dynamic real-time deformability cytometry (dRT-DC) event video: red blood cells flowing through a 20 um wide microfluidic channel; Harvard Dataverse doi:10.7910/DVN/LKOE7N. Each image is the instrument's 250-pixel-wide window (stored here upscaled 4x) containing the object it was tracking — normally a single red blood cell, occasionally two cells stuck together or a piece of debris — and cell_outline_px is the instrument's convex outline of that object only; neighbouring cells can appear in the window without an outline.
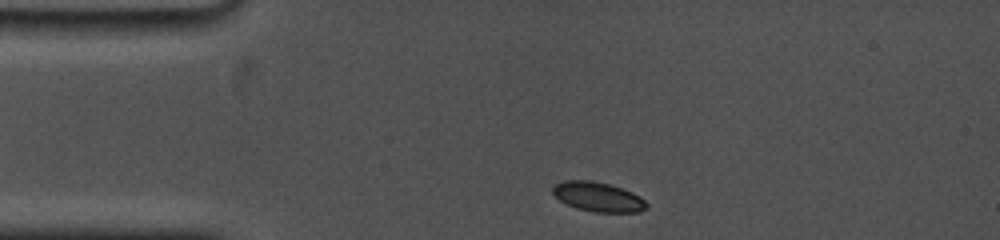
{"species": "common noctule bat (a hibernating species)", "species_latin": "Nyctalus noctula", "temperature_condition": "cold", "stored_images_in_passage": 22, "camera_frame_rate_fps": 5000, "um_per_image_px": 0.085, "animal": {"sex": "female", "body_mass_g": 19.0, "forearm_length_mm": 53.3}, "frame": {"image": 1, "passage_image": 1, "time_ms": 0.0, "image_size_px": [1000, 240], "cell_outline_px": [[648, 208], [640, 212], [596, 212], [576, 208], [560, 200], [552, 192], [552, 188], [556, 184], [564, 180], [592, 180], [612, 184], [632, 192], [640, 196], [648, 204]], "centroid_in_image_um": [50.87, 16.72], "position_along_channel_um": 34.1, "area_um2": 16.24}}
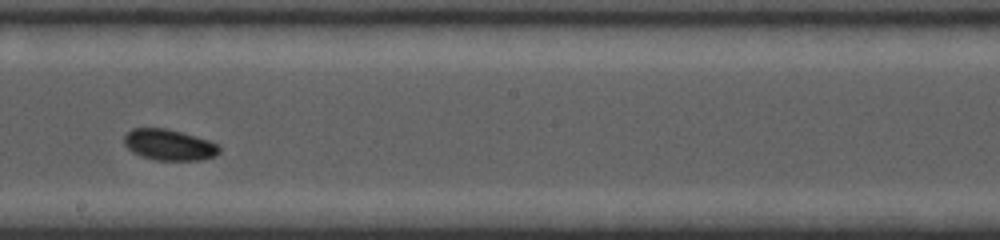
{"frame": {"image": 2, "passage_image": 12, "time_ms": 6.4, "image_size_px": [1000, 240], "cell_outline_px": [[220, 152], [216, 156], [200, 160], [156, 160], [140, 156], [132, 152], [124, 144], [124, 136], [132, 128], [168, 128], [208, 140], [216, 144], [220, 148]], "centroid_in_image_um": [14.36, 12.31], "position_along_channel_um": 233.8, "area_um2": 17.22}}
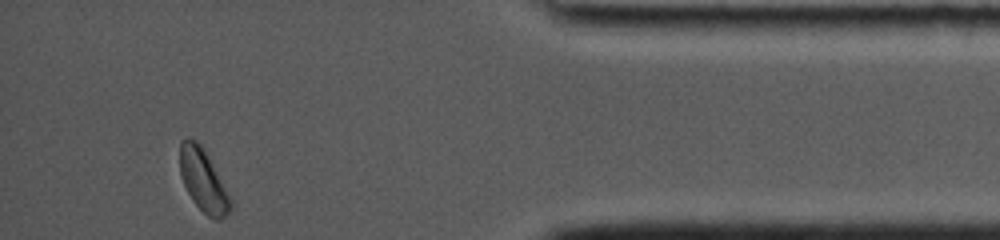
{"frame": {"image": 3, "passage_image": 22, "time_ms": 12.2, "image_size_px": [1000, 240], "cell_outline_px": [[236, 204], [228, 216], [220, 220], [212, 220], [192, 200], [180, 176], [180, 140], [184, 136], [196, 140], [204, 148]], "centroid_in_image_um": [17.34, 15.37], "position_along_channel_um": 417.9, "area_um2": 19.13}, "authors_computed_cell_mechanics": {"area_um2": 17.1088, "velocity_mm_per_s": 3.6694, "shape_relaxation_time_tau1_ms": 3.2447, "shape_relaxation_time_tau2_ms": null, "deformation_change_tau1": 0.0586, "deformation_change_tau2": null}}